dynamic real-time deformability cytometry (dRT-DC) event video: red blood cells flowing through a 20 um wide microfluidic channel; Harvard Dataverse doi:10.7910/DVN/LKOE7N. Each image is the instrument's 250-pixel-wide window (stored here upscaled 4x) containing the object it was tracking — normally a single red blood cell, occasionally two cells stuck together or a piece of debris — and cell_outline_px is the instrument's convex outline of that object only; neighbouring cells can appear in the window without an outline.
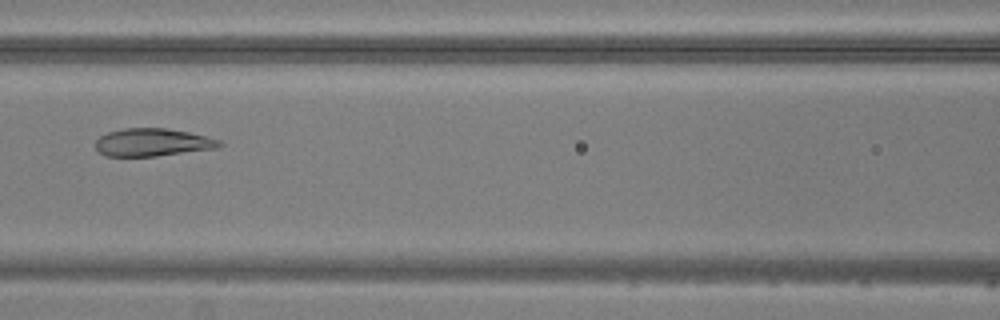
{"species": "common noctule bat (a hibernating species)", "species_latin": "Nyctalus noctula", "temperature_condition": "warm", "stored_images_in_passage": 6, "camera_frame_rate_fps": 3000, "um_per_image_px": 0.085, "animal": {"sex": "male", "body_mass_g": 20.5, "forearm_length_mm": 52.5}, "frame": {"image": 1, "passage_image": 6, "time_ms": 6.667, "image_size_px": [1000, 320], "cell_outline_px": [[224, 144], [220, 148], [156, 156], [104, 156], [96, 148], [96, 140], [100, 136], [108, 132], [124, 128], [168, 128], [188, 132], [220, 140]], "centroid_in_image_um": [12.99, 12.1], "position_along_channel_um": 153.6, "area_um2": 20.11}}